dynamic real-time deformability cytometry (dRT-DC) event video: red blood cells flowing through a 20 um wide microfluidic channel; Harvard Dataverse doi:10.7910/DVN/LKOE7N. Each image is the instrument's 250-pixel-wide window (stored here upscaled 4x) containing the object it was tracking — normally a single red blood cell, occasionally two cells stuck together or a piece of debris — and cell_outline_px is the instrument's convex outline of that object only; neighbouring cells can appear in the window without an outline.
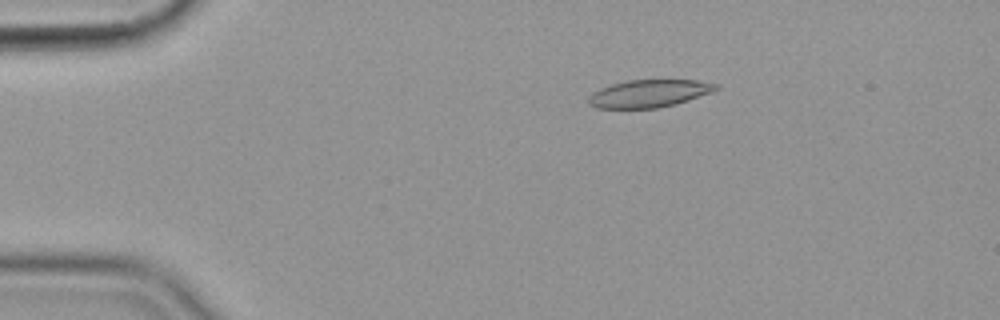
{"species": "common noctule bat (a hibernating species)", "species_latin": "Nyctalus noctula", "temperature_condition": "cold", "stored_images_in_passage": 56, "camera_frame_rate_fps": 3000, "um_per_image_px": 0.085, "animal": {"sex": "female", "body_mass_g": 19.9}, "frame": {"image": 1, "passage_image": 10, "time_ms": 3.0, "image_size_px": [1000, 320], "cell_outline_px": [[720, 88], [712, 92], [676, 104], [656, 108], [596, 108], [588, 104], [588, 96], [592, 92], [600, 88], [612, 84], [628, 80], [696, 80], [720, 84]], "centroid_in_image_um": [55.17, 7.94], "position_along_channel_um": 29.8, "area_um2": 20.58}}
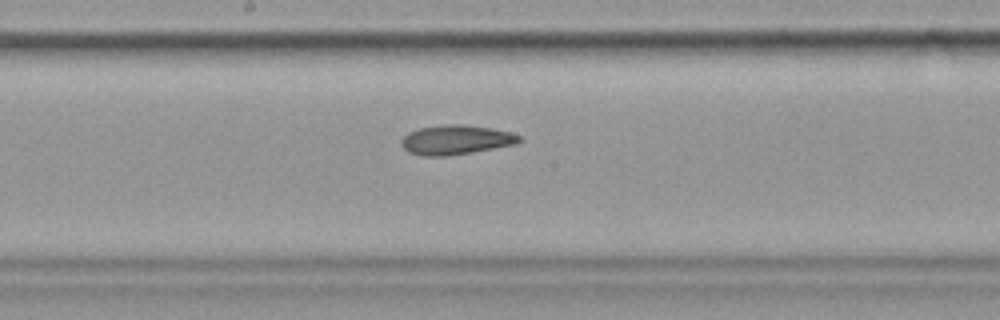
{"frame": {"image": 2, "passage_image": 30, "time_ms": 9.667, "image_size_px": [1000, 320], "cell_outline_px": [[524, 140], [516, 144], [472, 152], [448, 156], [420, 156], [408, 152], [400, 144], [400, 140], [408, 132], [420, 128], [444, 124], [460, 124], [492, 128], [512, 132], [524, 136]], "centroid_in_image_um": [38.78, 11.88], "position_along_channel_um": 209.4, "area_um2": 20.58}}
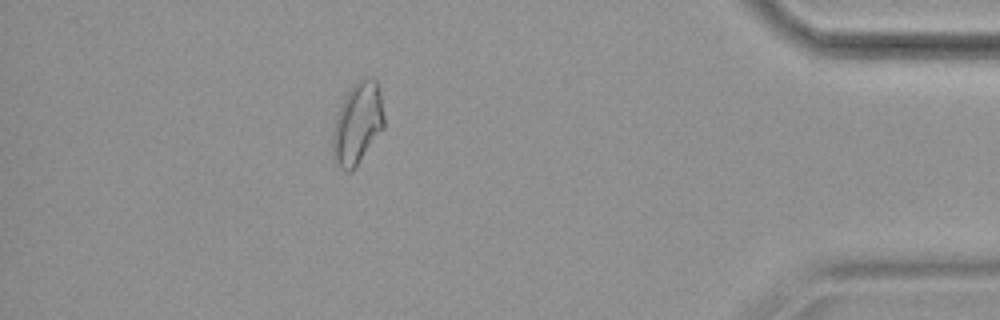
{"frame": {"image": 3, "passage_image": 50, "time_ms": 16.333, "image_size_px": [1000, 320], "cell_outline_px": [[384, 128], [352, 172], [348, 172], [340, 168], [336, 164], [332, 156], [332, 132], [336, 116], [344, 96], [352, 84], [360, 80], [376, 80], [380, 96], [384, 116]], "centroid_in_image_um": [30.35, 10.55], "position_along_channel_um": 404.8, "area_um2": 24.39}, "authors_computed_cell_mechanics": {"area_um2": 21.097, "velocity_mm_per_s": 3.5677, "shape_relaxation_time_tau1_ms": null, "shape_relaxation_time_tau2_ms": 5.8872, "deformation_change_tau1": null, "deformation_change_tau2": 0.1173}}